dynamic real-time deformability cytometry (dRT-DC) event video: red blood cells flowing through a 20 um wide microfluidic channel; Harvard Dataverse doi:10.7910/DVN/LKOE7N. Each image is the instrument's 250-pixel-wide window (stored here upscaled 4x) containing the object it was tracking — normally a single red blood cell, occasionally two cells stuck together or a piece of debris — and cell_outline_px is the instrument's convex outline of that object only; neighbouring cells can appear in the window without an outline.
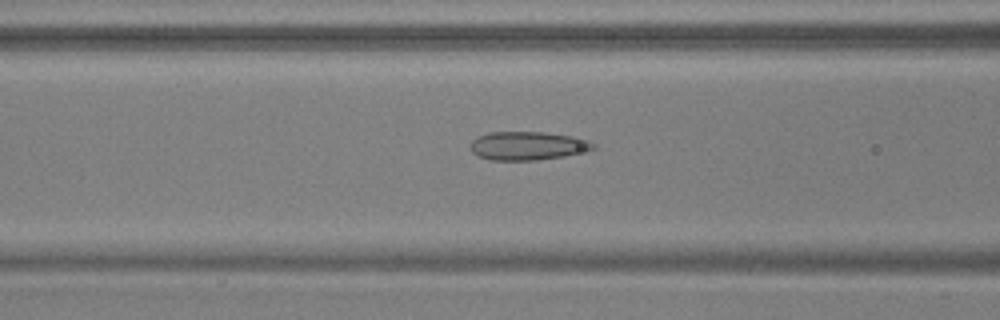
{"species": "common noctule bat (a hibernating species)", "species_latin": "Nyctalus noctula", "temperature_condition": "warm", "stored_images_in_passage": 13, "camera_frame_rate_fps": 3000, "um_per_image_px": 0.085, "animal": {"sex": "male", "body_mass_g": 17.9, "forearm_length_mm": 54.2}, "frame": {"image": 1, "passage_image": 11, "time_ms": 3.333, "image_size_px": [1000, 320], "cell_outline_px": [[596, 148], [588, 152], [564, 156], [536, 160], [488, 160], [472, 152], [468, 144], [472, 140], [488, 132], [544, 132], [572, 136], [588, 140], [596, 144]], "centroid_in_image_um": [44.88, 12.39], "position_along_channel_um": 121.7, "area_um2": 20.63}}